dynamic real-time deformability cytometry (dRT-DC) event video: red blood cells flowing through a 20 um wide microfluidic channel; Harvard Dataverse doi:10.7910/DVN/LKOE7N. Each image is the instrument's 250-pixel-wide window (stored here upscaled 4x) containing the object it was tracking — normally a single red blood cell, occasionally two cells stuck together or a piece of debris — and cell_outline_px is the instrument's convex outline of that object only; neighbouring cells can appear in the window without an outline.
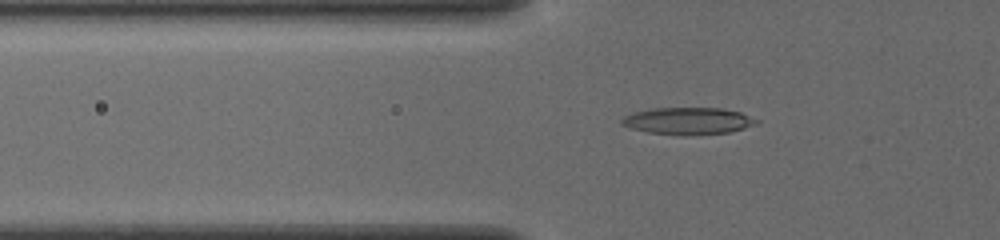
{"species": "common noctule bat (a hibernating species)", "species_latin": "Nyctalus noctula", "temperature_condition": "cold", "stored_images_in_passage": 34, "camera_frame_rate_fps": 3000, "um_per_image_px": 0.085, "animal": {"sex": "female", "body_mass_g": 19.5, "forearm_length_mm": 54.1}, "frame": {"image": 1, "passage_image": 4, "time_ms": 1.0, "image_size_px": [1000, 240], "cell_outline_px": [[760, 120], [756, 124], [744, 128], [728, 132], [684, 136], [648, 132], [632, 128], [620, 124], [620, 120], [624, 116], [632, 112], [652, 108], [720, 108], [740, 112]], "centroid_in_image_um": [58.46, 10.28], "position_along_channel_um": 67.3, "area_um2": 21.27}}
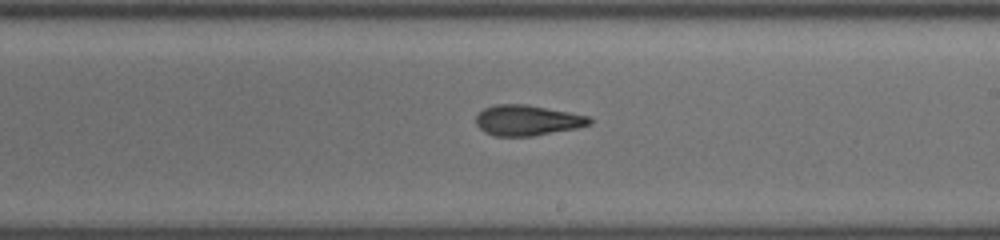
{"frame": {"image": 2, "passage_image": 18, "time_ms": 5.667, "image_size_px": [1000, 240], "cell_outline_px": [[592, 124], [576, 128], [532, 136], [492, 136], [484, 132], [476, 124], [476, 116], [484, 108], [496, 104], [528, 104], [588, 116], [592, 120]], "centroid_in_image_um": [44.8, 10.23], "position_along_channel_um": 244.2, "area_um2": 20.17}}
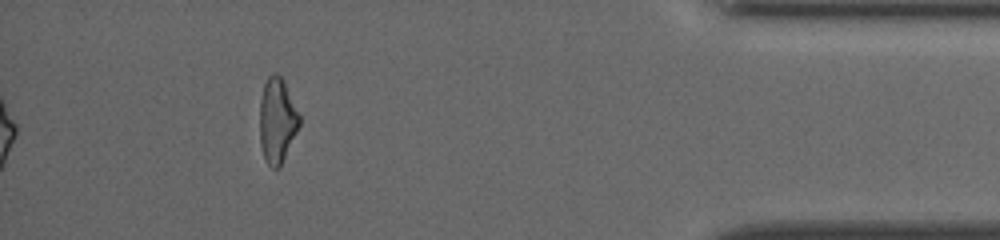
{"frame": {"image": 3, "passage_image": 34, "time_ms": 11.0, "image_size_px": [1000, 240], "cell_outline_px": [[300, 124], [280, 168], [272, 168], [264, 160], [260, 144], [260, 100], [264, 84], [268, 76], [272, 72], [276, 72], [284, 80], [300, 116]], "centroid_in_image_um": [23.55, 10.24], "position_along_channel_um": 411.7, "area_um2": 19.77}, "authors_computed_cell_mechanics": {"area_um2": 20.0566, "velocity_mm_per_s": 3.9123, "shape_relaxation_time_tau1_ms": 6.3739, "shape_relaxation_time_tau2_ms": 2.2159, "deformation_change_tau1": 0.1679, "deformation_change_tau2": 0.106}}